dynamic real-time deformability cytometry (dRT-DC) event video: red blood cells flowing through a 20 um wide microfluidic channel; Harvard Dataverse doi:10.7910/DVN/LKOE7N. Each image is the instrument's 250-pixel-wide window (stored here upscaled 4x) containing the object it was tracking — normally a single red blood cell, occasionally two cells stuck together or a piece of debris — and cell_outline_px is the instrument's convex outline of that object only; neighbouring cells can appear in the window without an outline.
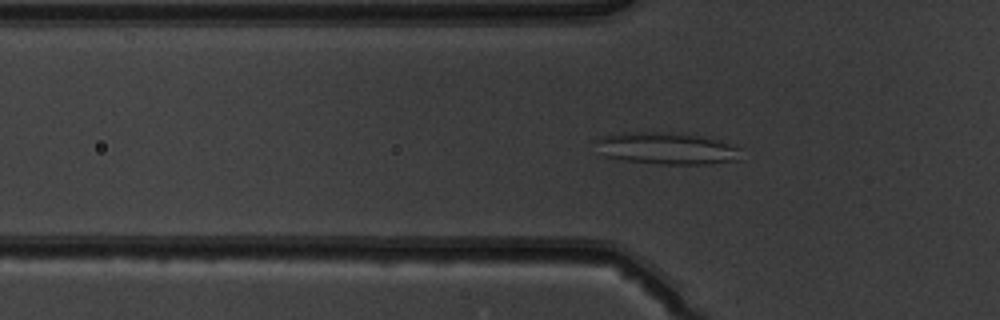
{"species": "common noctule bat (a hibernating species)", "species_latin": "Nyctalus noctula", "temperature_condition": "warm", "stored_images_in_passage": 36, "segment_of_instrument_passage": [1, 2], "camera_frame_rate_fps": 3000, "um_per_image_px": 0.085, "animal": {"sex": "male", "body_mass_g": 19.5, "forearm_length_mm": 54.6}, "frame": {"image": 1, "passage_image": 2, "time_ms": 0.333, "image_size_px": [1000, 320], "cell_outline_px": [[740, 160], [708, 164], [660, 164], [624, 160], [604, 156], [596, 140], [600, 136], [628, 132], [652, 132], [700, 136], [720, 140], [740, 148]], "centroid_in_image_um": [56.71, 12.62], "position_along_channel_um": 69.1, "area_um2": 26.65}}
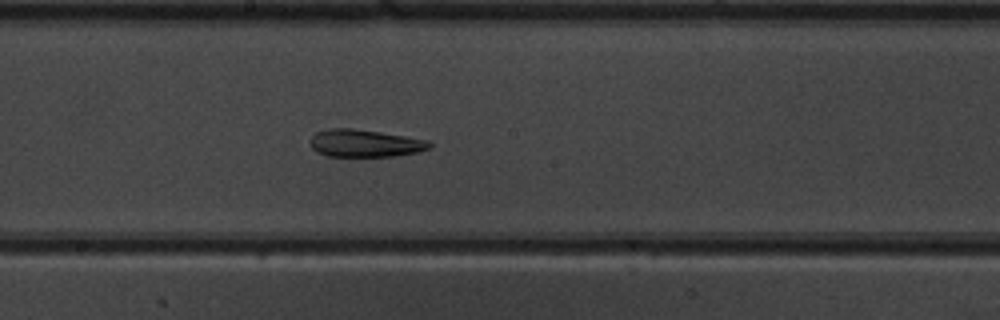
{"frame": {"image": 2, "passage_image": 13, "time_ms": 4.0, "image_size_px": [1000, 320], "cell_outline_px": [[432, 148], [416, 152], [392, 156], [328, 156], [316, 152], [312, 148], [308, 140], [316, 132], [328, 128], [352, 128], [380, 132], [428, 140], [432, 144]], "centroid_in_image_um": [30.98, 12.17], "position_along_channel_um": 217.2, "area_um2": 19.13}}
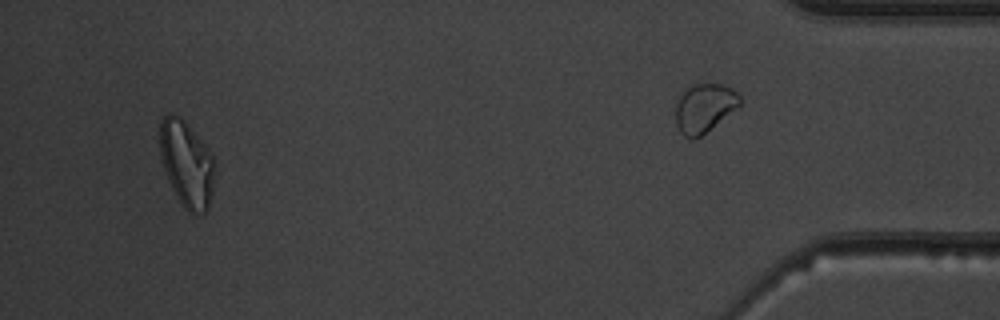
{"frame": {"image": 3, "passage_image": 33, "time_ms": 10.667, "image_size_px": [1000, 320], "cell_outline_px": [[216, 168], [212, 192], [208, 208], [204, 212], [196, 216], [188, 212], [184, 208], [176, 196], [168, 180], [164, 168], [160, 152], [160, 120], [168, 112], [180, 116], [184, 120], [208, 148], [216, 164]], "centroid_in_image_um": [15.88, 13.94], "position_along_channel_um": 419.3, "area_um2": 27.8}}